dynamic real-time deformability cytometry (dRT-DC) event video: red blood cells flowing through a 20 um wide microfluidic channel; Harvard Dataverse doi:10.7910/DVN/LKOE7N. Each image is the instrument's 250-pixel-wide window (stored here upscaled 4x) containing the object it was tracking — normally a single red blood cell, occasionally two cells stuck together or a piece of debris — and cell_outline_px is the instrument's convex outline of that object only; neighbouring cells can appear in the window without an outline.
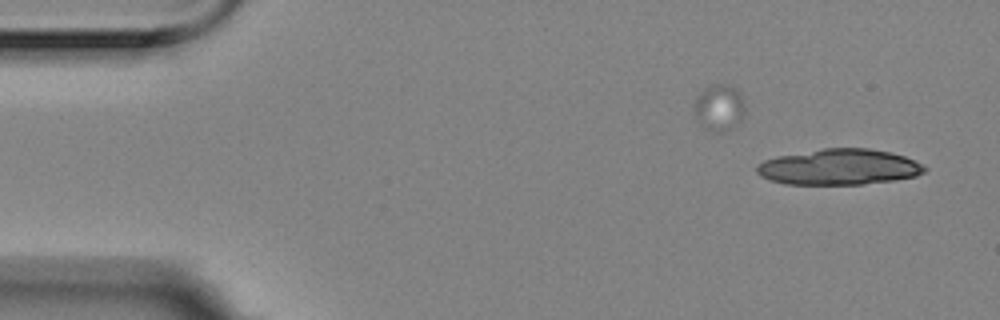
{"species": "Egyptian fruit bat (a non-hibernating species)", "species_latin": "Rousettus aegyptiacus", "temperature_condition": "room temperature", "stored_images_in_passage": 5, "segment_of_instrument_passage": [2, 2], "camera_frame_rate_fps": 3000, "um_per_image_px": 0.085, "animal": {"sex": "female"}, "frame": {"image": 1, "passage_image": 5, "time_ms": 1.333, "image_size_px": [1000, 320], "cell_outline_px": [[928, 168], [924, 172], [916, 176], [896, 180], [864, 184], [784, 184], [768, 180], [760, 176], [756, 172], [756, 164], [764, 160], [776, 156], [824, 148], [868, 148], [888, 152], [904, 156]], "centroid_in_image_um": [71.27, 14.2], "position_along_channel_um": 13.7, "area_um2": 35.08}}